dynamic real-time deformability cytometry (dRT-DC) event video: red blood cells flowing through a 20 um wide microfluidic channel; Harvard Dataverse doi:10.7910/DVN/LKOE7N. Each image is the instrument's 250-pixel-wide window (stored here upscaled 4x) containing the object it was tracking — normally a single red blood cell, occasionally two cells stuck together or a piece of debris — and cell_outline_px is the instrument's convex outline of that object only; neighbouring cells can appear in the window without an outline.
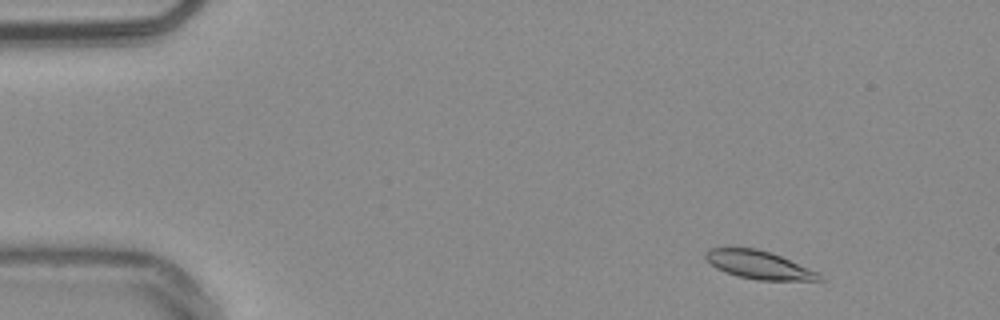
{"species": "common noctule bat (a hibernating species)", "species_latin": "Nyctalus noctula", "temperature_condition": "warm", "stored_images_in_passage": 52, "camera_frame_rate_fps": 3000, "um_per_image_px": 0.085, "animal": {"sex": "male", "body_mass_g": 20.4}, "frame": {"image": 1, "passage_image": 4, "time_ms": 1.0, "image_size_px": [1000, 320], "cell_outline_px": [[824, 280], [756, 280], [736, 276], [716, 268], [704, 256], [704, 252], [712, 248], [756, 248], [772, 252], [820, 272], [824, 276]], "centroid_in_image_um": [64.56, 22.52], "position_along_channel_um": 20.4, "area_um2": 18.79}}
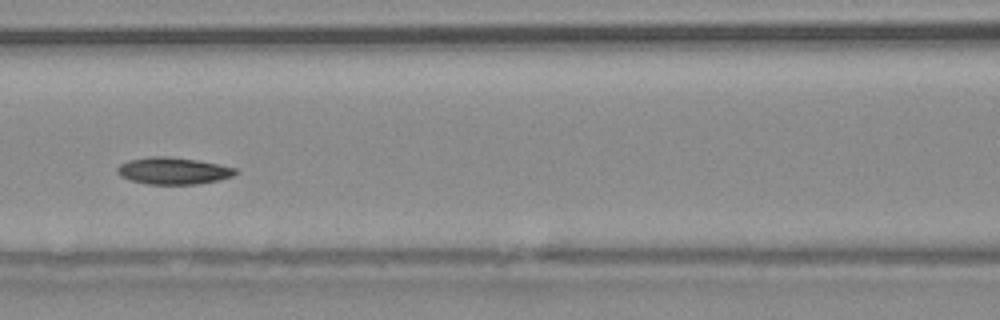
{"frame": {"image": 2, "passage_image": 22, "time_ms": 7.0, "image_size_px": [1000, 320], "cell_outline_px": [[236, 172], [232, 176], [220, 180], [196, 184], [148, 184], [132, 180], [120, 176], [116, 172], [116, 168], [120, 164], [128, 160], [148, 156], [168, 156], [200, 160], [220, 164], [236, 168]], "centroid_in_image_um": [14.71, 14.5], "position_along_channel_um": 151.9, "area_um2": 18.67}}
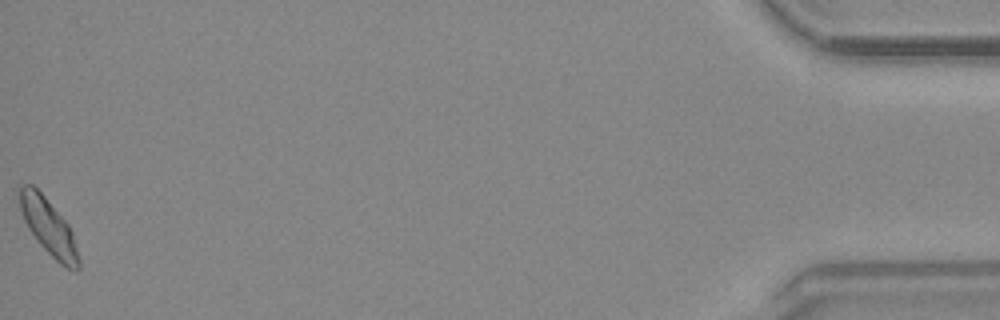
{"frame": {"image": 3, "passage_image": 52, "time_ms": 17.0, "image_size_px": [1000, 320], "cell_outline_px": [[80, 268], [76, 272], [64, 268], [40, 244], [28, 228], [24, 220], [20, 208], [16, 192], [20, 184], [32, 184], [44, 196], [68, 224], [72, 232], [80, 260]], "centroid_in_image_um": [4.11, 19.28], "position_along_channel_um": 431.1, "area_um2": 19.42}, "authors_computed_cell_mechanics": {"area_um2": 18.4382, "velocity_mm_per_s": 3.7556, "shape_relaxation_time_tau1_ms": 3.2743, "shape_relaxation_time_tau2_ms": null, "deformation_change_tau1": 0.105, "deformation_change_tau2": null}}